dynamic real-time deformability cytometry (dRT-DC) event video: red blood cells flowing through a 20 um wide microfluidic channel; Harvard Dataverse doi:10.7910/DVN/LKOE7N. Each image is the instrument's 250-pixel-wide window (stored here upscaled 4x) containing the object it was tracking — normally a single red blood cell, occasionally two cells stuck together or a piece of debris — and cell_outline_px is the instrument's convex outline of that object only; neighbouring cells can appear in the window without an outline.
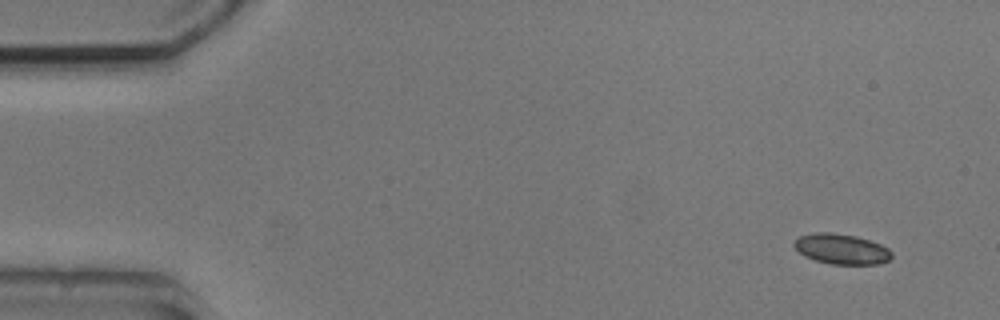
{"species": "common noctule bat (a hibernating species)", "species_latin": "Nyctalus noctula", "temperature_condition": "cold", "stored_images_in_passage": 5, "camera_frame_rate_fps": 3000, "um_per_image_px": 0.085, "animal": {"sex": "male", "body_mass_g": 20.5, "forearm_length_mm": 52.5}, "frame": {"image": 1, "passage_image": 1, "time_ms": 0.0, "image_size_px": [1000, 320], "cell_outline_px": [[892, 256], [888, 260], [880, 264], [832, 264], [816, 260], [804, 256], [792, 244], [800, 236], [812, 232], [832, 232], [856, 236], [880, 244], [888, 248], [892, 252]], "centroid_in_image_um": [71.53, 21.16], "position_along_channel_um": 13.5, "area_um2": 17.17}}
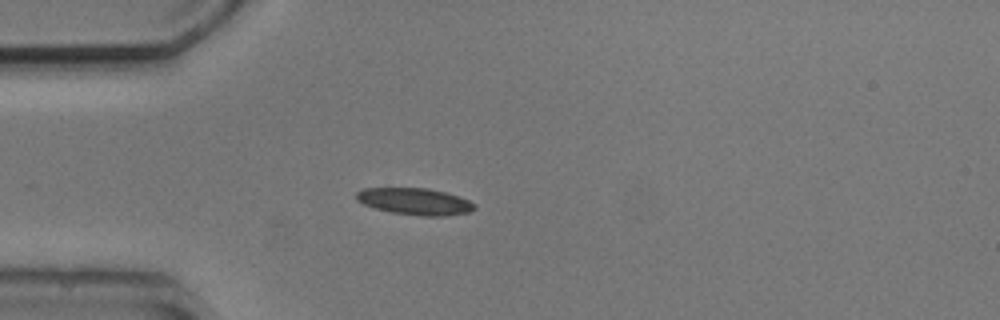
{"frame": {"image": 2, "passage_image": 4, "time_ms": 3.667, "image_size_px": [1000, 320], "cell_outline_px": [[476, 208], [468, 212], [444, 216], [420, 216], [392, 212], [376, 208], [364, 204], [356, 200], [356, 192], [364, 188], [428, 188], [460, 196], [476, 204]], "centroid_in_image_um": [35.28, 17.12], "position_along_channel_um": 49.7, "area_um2": 18.38}}